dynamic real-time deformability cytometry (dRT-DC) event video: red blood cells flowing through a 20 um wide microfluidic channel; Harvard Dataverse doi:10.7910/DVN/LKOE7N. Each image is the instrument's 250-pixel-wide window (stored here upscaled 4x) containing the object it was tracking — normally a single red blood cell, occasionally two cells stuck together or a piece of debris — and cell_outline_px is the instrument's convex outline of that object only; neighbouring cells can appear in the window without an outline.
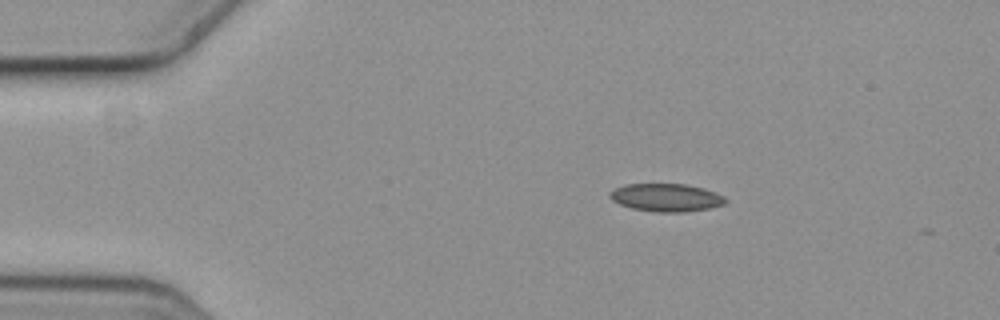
{"species": "common noctule bat (a hibernating species)", "species_latin": "Nyctalus noctula", "temperature_condition": "cold", "stored_images_in_passage": 3, "camera_frame_rate_fps": 3000, "um_per_image_px": 0.085, "animal": {"sex": "female", "body_mass_g": 19.3, "forearm_length_mm": 54.1}, "frame": {"image": 1, "passage_image": 2, "time_ms": 0.333, "image_size_px": [1000, 320], "cell_outline_px": [[728, 200], [724, 204], [708, 208], [684, 212], [656, 212], [632, 208], [620, 204], [612, 200], [608, 196], [608, 192], [624, 184], [684, 184], [704, 188], [716, 192], [724, 196]], "centroid_in_image_um": [56.62, 16.78], "position_along_channel_um": 28.4, "area_um2": 18.84}}